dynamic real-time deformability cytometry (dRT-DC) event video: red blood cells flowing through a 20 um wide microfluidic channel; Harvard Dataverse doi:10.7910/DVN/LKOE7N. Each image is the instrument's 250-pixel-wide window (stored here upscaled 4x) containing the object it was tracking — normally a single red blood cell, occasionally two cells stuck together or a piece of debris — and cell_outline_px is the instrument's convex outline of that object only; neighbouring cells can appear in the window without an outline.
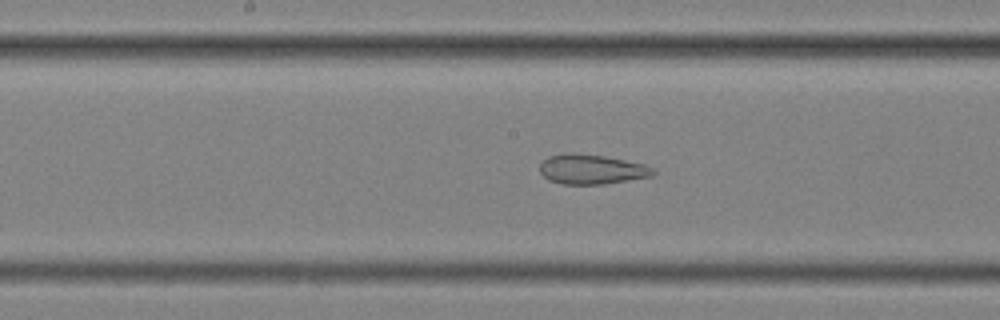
{"species": "common noctule bat (a hibernating species)", "species_latin": "Nyctalus noctula", "temperature_condition": "cold", "stored_images_in_passage": 57, "segment_of_instrument_passage": [2, 2], "camera_frame_rate_fps": 3000, "um_per_image_px": 0.085, "animal": {"sex": "female", "body_mass_g": 25.1}, "frame": {"image": 1, "passage_image": 30, "time_ms": 9.667, "image_size_px": [1000, 320], "cell_outline_px": [[656, 172], [652, 176], [604, 184], [564, 184], [548, 180], [540, 172], [540, 164], [548, 156], [564, 152], [572, 152], [604, 156], [644, 164], [652, 168]], "centroid_in_image_um": [50.25, 14.38], "position_along_channel_um": 197.9, "area_um2": 19.65}}
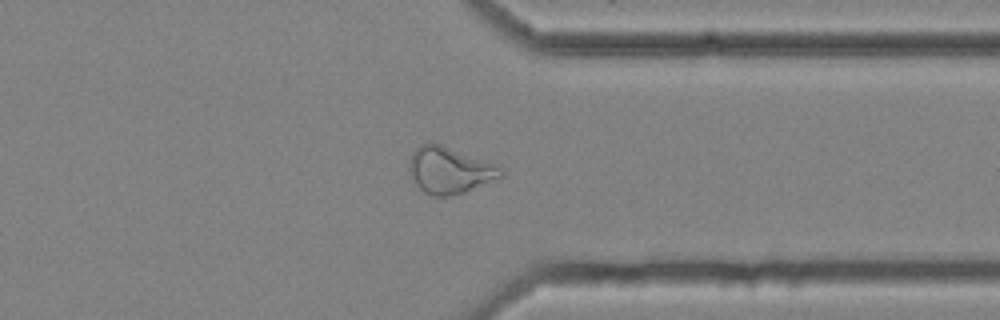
{"frame": {"image": 2, "passage_image": 45, "time_ms": 14.667, "image_size_px": [1000, 320], "cell_outline_px": [[504, 176], [464, 192], [448, 196], [432, 196], [424, 192], [416, 184], [408, 172], [408, 160], [412, 152], [420, 144], [428, 140], [500, 164], [504, 168]], "centroid_in_image_um": [38.22, 14.43], "position_along_channel_um": 373.2, "area_um2": 25.49}}
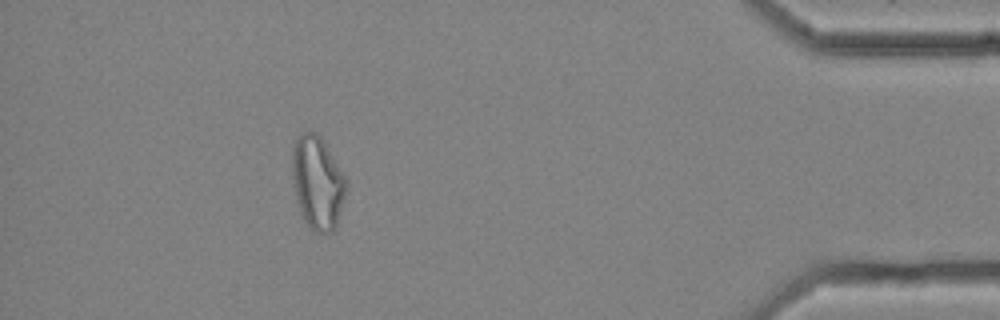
{"frame": {"image": 3, "passage_image": 52, "time_ms": 17.0, "image_size_px": [1000, 320], "cell_outline_px": [[348, 184], [336, 228], [332, 232], [316, 232], [308, 228], [300, 212], [296, 200], [292, 172], [292, 148], [296, 140], [304, 132], [316, 132], [320, 136], [344, 176]], "centroid_in_image_um": [26.98, 15.57], "position_along_channel_um": 408.2, "area_um2": 29.07}}